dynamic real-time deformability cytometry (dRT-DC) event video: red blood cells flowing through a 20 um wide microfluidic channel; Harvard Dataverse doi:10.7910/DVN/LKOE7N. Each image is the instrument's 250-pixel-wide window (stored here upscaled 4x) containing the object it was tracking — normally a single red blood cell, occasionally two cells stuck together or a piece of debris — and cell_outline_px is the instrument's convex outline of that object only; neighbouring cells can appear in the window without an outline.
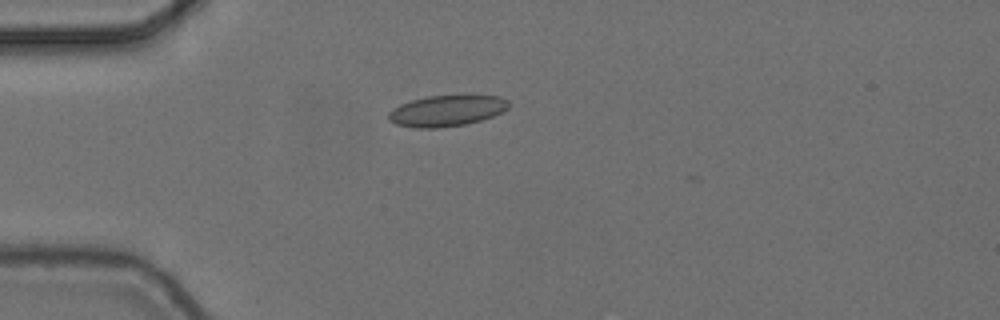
{"species": "common noctule bat (a hibernating species)", "species_latin": "Nyctalus noctula", "temperature_condition": "cold", "stored_images_in_passage": 6, "camera_frame_rate_fps": 3000, "um_per_image_px": 0.085, "animal": {"sex": "female", "body_mass_g": 24.6, "forearm_length_mm": 56.2}, "frame": {"image": 1, "passage_image": 6, "time_ms": 1.667, "image_size_px": [1000, 320], "cell_outline_px": [[508, 108], [492, 116], [480, 120], [464, 124], [436, 128], [416, 128], [396, 124], [388, 120], [388, 112], [400, 104], [412, 100], [428, 96], [500, 96], [508, 100]], "centroid_in_image_um": [37.93, 9.42], "position_along_channel_um": 47.1, "area_um2": 21.39}}